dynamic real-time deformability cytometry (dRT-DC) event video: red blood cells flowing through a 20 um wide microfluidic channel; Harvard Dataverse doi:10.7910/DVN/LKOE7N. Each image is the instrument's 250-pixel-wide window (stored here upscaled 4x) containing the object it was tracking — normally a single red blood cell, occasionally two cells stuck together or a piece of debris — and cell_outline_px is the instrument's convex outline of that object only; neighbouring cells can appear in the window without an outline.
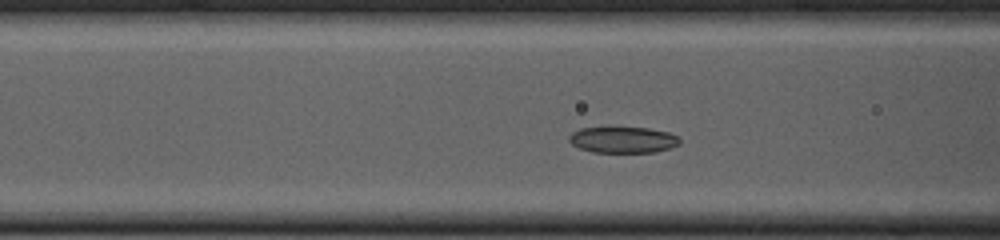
{"species": "common noctule bat (a hibernating species)", "species_latin": "Nyctalus noctula", "temperature_condition": "cold", "stored_images_in_passage": 41, "camera_frame_rate_fps": 3000, "um_per_image_px": 0.085, "animal": {"sex": "female", "body_mass_g": 23.0, "forearm_length_mm": 53.4}, "frame": {"image": 1, "passage_image": 11, "time_ms": 3.333, "image_size_px": [1000, 240], "cell_outline_px": [[680, 144], [656, 152], [592, 152], [580, 148], [572, 144], [568, 140], [568, 136], [572, 132], [580, 128], [648, 128], [668, 132], [680, 136]], "centroid_in_image_um": [52.96, 11.89], "position_along_channel_um": 113.6, "area_um2": 16.82}}
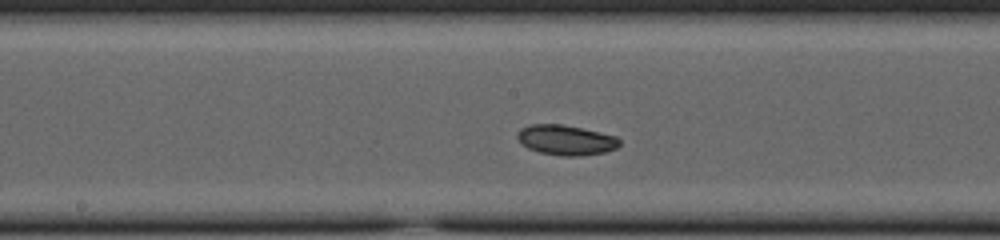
{"frame": {"image": 2, "passage_image": 18, "time_ms": 5.667, "image_size_px": [1000, 240], "cell_outline_px": [[620, 144], [616, 148], [604, 152], [580, 156], [560, 156], [540, 152], [528, 148], [516, 136], [516, 132], [520, 128], [528, 124], [560, 124], [580, 128], [616, 136], [620, 140]], "centroid_in_image_um": [48.08, 11.9], "position_along_channel_um": 200.1, "area_um2": 17.8}}
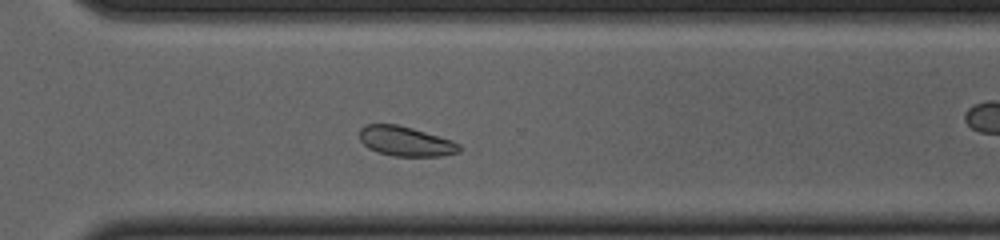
{"frame": {"image": 3, "passage_image": 29, "time_ms": 9.333, "image_size_px": [1000, 240], "cell_outline_px": [[460, 152], [444, 156], [392, 156], [376, 152], [368, 148], [360, 140], [360, 128], [364, 124], [396, 124], [412, 128], [452, 140], [460, 144]], "centroid_in_image_um": [34.47, 12.01], "position_along_channel_um": 336.1, "area_um2": 17.4}, "authors_computed_cell_mechanics": {"area_um2": 17.7446, "velocity_mm_per_s": 3.7121, "shape_relaxation_time_tau1_ms": 2.6025, "shape_relaxation_time_tau2_ms": 8.7508, "deformation_change_tau1": 0.0601, "deformation_change_tau2": 0.0998}}